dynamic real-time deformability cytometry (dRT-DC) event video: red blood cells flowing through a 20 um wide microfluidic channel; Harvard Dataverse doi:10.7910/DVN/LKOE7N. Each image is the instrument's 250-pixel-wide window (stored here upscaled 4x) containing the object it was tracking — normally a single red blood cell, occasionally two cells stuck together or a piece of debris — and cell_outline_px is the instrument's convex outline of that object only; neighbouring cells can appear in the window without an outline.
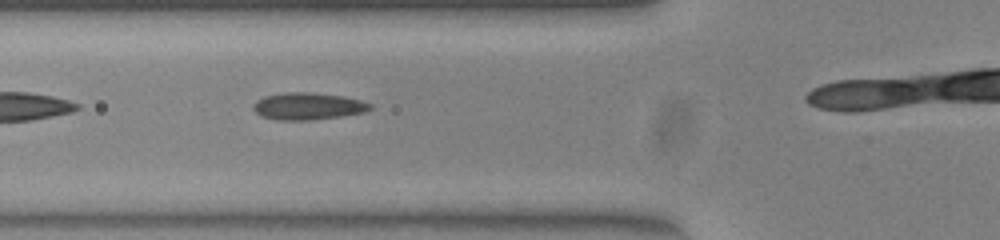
{"species": "common noctule bat (a hibernating species)", "species_latin": "Nyctalus noctula", "temperature_condition": "warm", "stored_images_in_passage": 11, "camera_frame_rate_fps": 3000, "um_per_image_px": 0.085, "animal": {"sex": "female", "body_mass_g": 23.0, "forearm_length_mm": 53.4}, "frame": {"image": 1, "passage_image": 4, "time_ms": 1.0, "image_size_px": [1000, 240], "cell_outline_px": [[372, 108], [364, 112], [340, 116], [308, 120], [276, 120], [260, 116], [252, 108], [252, 104], [256, 100], [264, 96], [284, 92], [312, 92], [340, 96], [360, 100], [372, 104]], "centroid_in_image_um": [26.11, 9.02], "position_along_channel_um": 99.7, "area_um2": 18.44}}
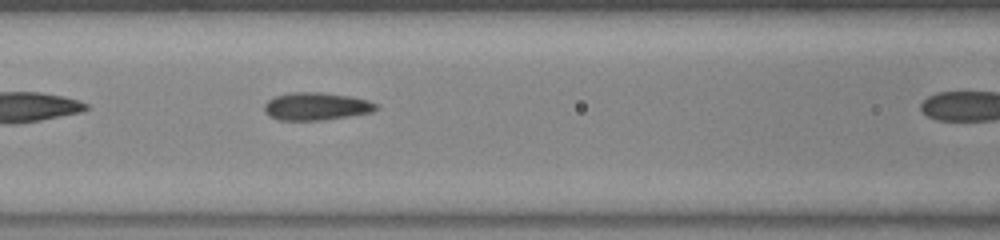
{"frame": {"image": 2, "passage_image": 7, "time_ms": 2.0, "image_size_px": [1000, 240], "cell_outline_px": [[380, 108], [372, 112], [320, 120], [280, 120], [272, 116], [264, 108], [264, 104], [268, 100], [276, 96], [292, 92], [320, 92], [348, 96], [368, 100], [376, 104]], "centroid_in_image_um": [26.9, 9.03], "position_along_channel_um": 139.7, "area_um2": 17.69}}
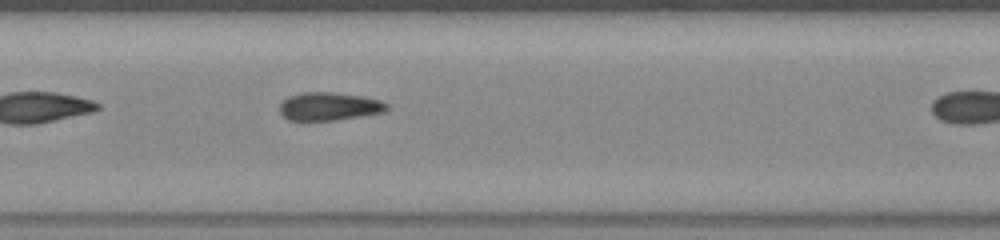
{"frame": {"image": 3, "passage_image": 10, "time_ms": 3.0, "image_size_px": [1000, 240], "cell_outline_px": [[388, 108], [384, 112], [336, 120], [288, 120], [280, 112], [280, 104], [288, 96], [304, 92], [332, 92], [360, 96], [376, 100], [388, 104]], "centroid_in_image_um": [27.95, 9.04], "position_along_channel_um": 179.5, "area_um2": 17.28}}